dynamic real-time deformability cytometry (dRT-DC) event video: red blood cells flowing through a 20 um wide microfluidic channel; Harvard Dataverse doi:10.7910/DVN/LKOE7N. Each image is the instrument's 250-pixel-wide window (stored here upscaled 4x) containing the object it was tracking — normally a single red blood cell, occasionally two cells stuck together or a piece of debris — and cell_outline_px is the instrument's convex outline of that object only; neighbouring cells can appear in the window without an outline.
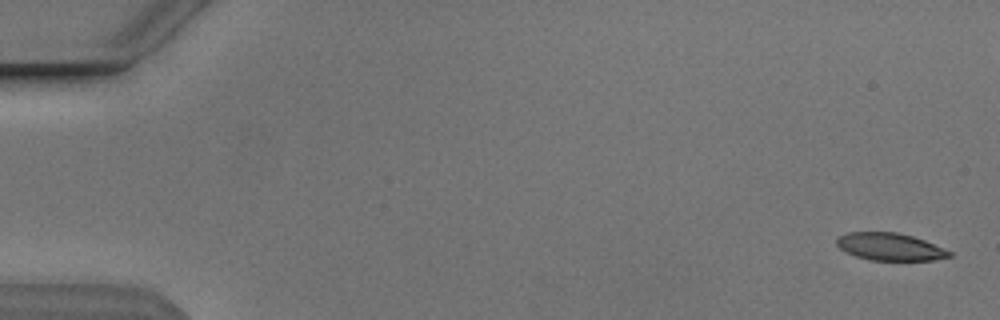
{"species": "Egyptian fruit bat (a non-hibernating species)", "species_latin": "Rousettus aegyptiacus", "temperature_condition": "cold", "stored_images_in_passage": 11, "camera_frame_rate_fps": 3000, "um_per_image_px": 0.085, "animal": {"sex": "male"}, "frame": {"image": 1, "passage_image": 1, "time_ms": 0.0, "image_size_px": [1000, 320], "cell_outline_px": [[952, 256], [936, 260], [868, 260], [844, 252], [836, 244], [836, 236], [848, 232], [896, 232], [912, 236], [924, 240], [944, 248], [952, 252]], "centroid_in_image_um": [75.62, 20.97], "position_along_channel_um": 9.4, "area_um2": 18.15}}